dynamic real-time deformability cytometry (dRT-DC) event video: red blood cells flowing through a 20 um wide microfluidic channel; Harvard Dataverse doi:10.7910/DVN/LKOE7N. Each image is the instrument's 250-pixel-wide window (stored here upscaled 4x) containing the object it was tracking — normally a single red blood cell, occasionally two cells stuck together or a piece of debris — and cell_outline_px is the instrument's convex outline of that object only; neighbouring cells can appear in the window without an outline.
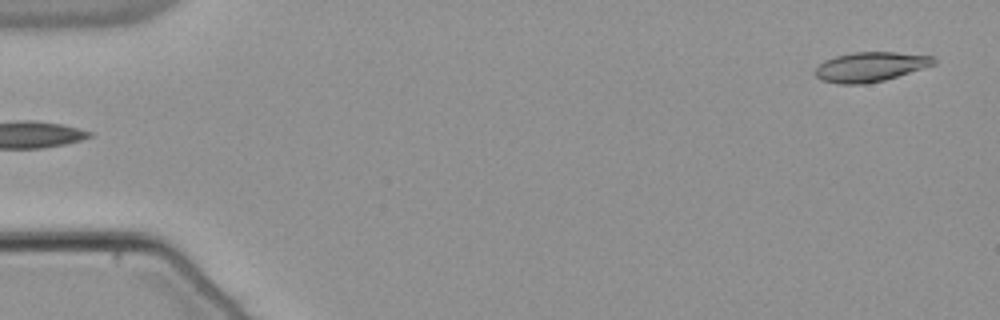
{"species": "common noctule bat (a hibernating species)", "species_latin": "Nyctalus noctula", "temperature_condition": "warm", "stored_images_in_passage": 52, "camera_frame_rate_fps": 3000, "um_per_image_px": 0.085, "animal": {"sex": "male", "body_mass_g": 21.5, "forearm_length_mm": 52.0}, "frame": {"image": 1, "passage_image": 1, "time_ms": 0.0, "image_size_px": [1000, 320], "cell_outline_px": [[936, 64], [884, 80], [864, 84], [836, 84], [820, 80], [816, 76], [816, 68], [824, 60], [836, 56], [852, 52], [896, 52], [932, 56], [936, 60]], "centroid_in_image_um": [73.96, 5.68], "position_along_channel_um": 11.0, "area_um2": 20.4}}
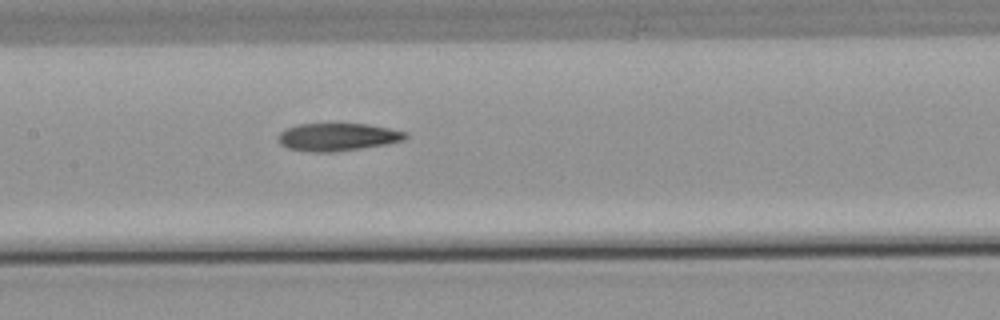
{"frame": {"image": 2, "passage_image": 25, "time_ms": 8.0, "image_size_px": [1000, 320], "cell_outline_px": [[408, 136], [404, 140], [388, 144], [332, 152], [312, 152], [288, 148], [280, 144], [276, 140], [276, 136], [284, 128], [296, 124], [368, 124], [408, 132]], "centroid_in_image_um": [28.66, 11.64], "position_along_channel_um": 178.7, "area_um2": 20.75}}
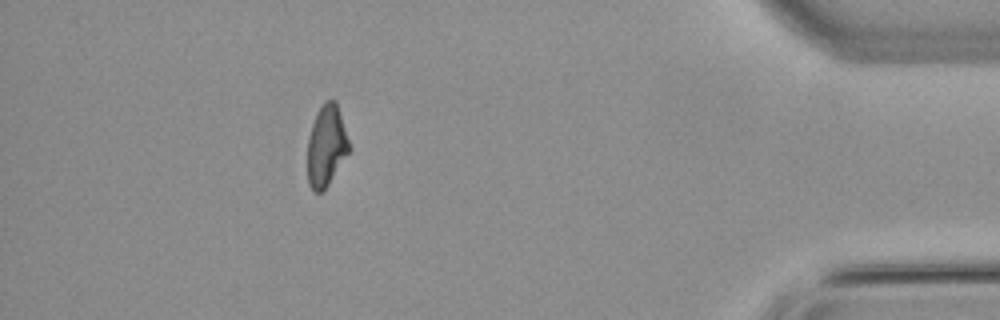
{"frame": {"image": 3, "passage_image": 47, "time_ms": 15.333, "image_size_px": [1000, 320], "cell_outline_px": [[352, 148], [324, 192], [312, 192], [308, 184], [308, 140], [312, 124], [316, 112], [324, 100], [336, 100]], "centroid_in_image_um": [27.76, 12.41], "position_along_channel_um": 407.4, "area_um2": 20.11}}